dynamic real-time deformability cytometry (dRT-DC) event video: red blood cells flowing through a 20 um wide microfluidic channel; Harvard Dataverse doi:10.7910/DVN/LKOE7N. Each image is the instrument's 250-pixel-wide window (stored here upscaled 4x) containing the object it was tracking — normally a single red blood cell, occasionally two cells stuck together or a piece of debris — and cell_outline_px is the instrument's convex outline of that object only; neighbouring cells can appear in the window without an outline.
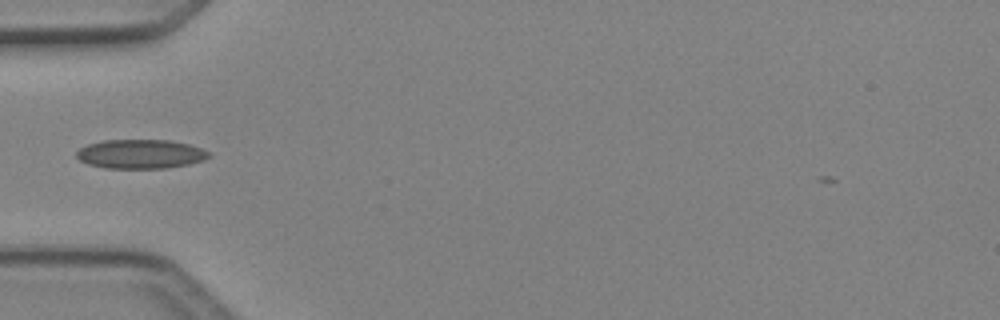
{"species": "Egyptian fruit bat (a non-hibernating species)", "species_latin": "Rousettus aegyptiacus", "temperature_condition": "cold", "stored_images_in_passage": 20, "camera_frame_rate_fps": 3000, "um_per_image_px": 0.085, "animal": {"sex": "female"}, "frame": {"image": 1, "passage_image": 1, "time_ms": 0.0, "image_size_px": [1000, 320], "cell_outline_px": [[212, 156], [204, 160], [188, 164], [164, 168], [104, 168], [88, 164], [80, 160], [76, 156], [76, 152], [80, 148], [88, 144], [104, 140], [172, 140], [188, 144], [200, 148], [208, 152]], "centroid_in_image_um": [11.94, 13.09], "position_along_channel_um": 73.1, "area_um2": 22.43}}
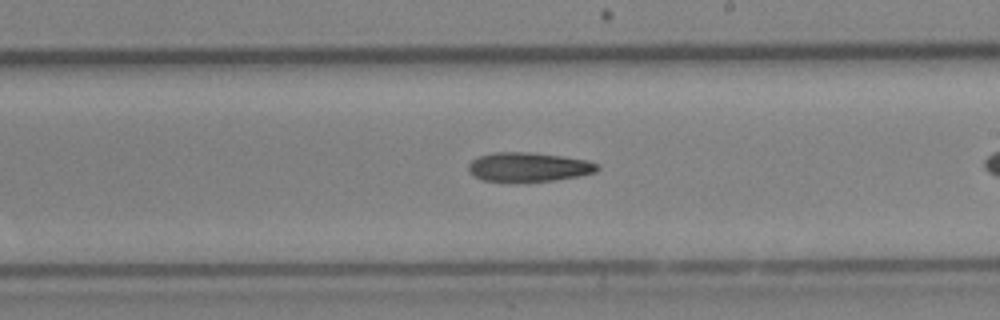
{"frame": {"image": 2, "passage_image": 10, "time_ms": 3.0, "image_size_px": [1000, 320], "cell_outline_px": [[600, 168], [596, 172], [576, 176], [552, 180], [484, 180], [468, 172], [468, 164], [476, 156], [492, 152], [528, 152], [560, 156], [588, 160], [600, 164]], "centroid_in_image_um": [44.93, 14.16], "position_along_channel_um": 244.1, "area_um2": 21.5}}
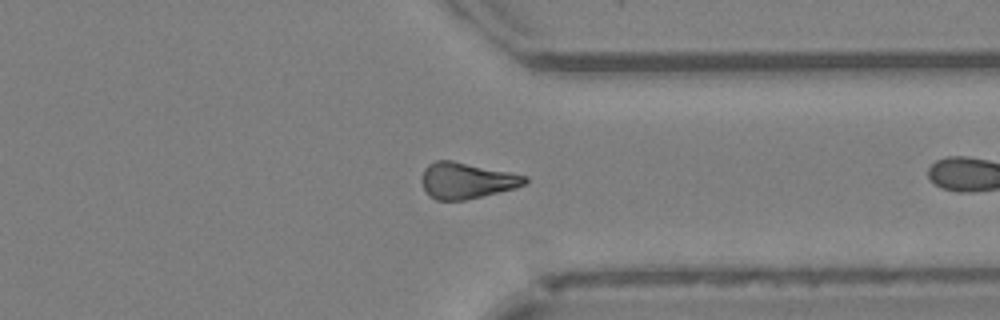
{"frame": {"image": 3, "passage_image": 19, "time_ms": 6.0, "image_size_px": [1000, 320], "cell_outline_px": [[528, 180], [524, 184], [516, 188], [464, 200], [436, 200], [428, 196], [420, 180], [424, 168], [428, 164], [436, 160], [452, 160], [512, 172], [528, 176]], "centroid_in_image_um": [39.64, 15.34], "position_along_channel_um": 371.8, "area_um2": 21.91}}